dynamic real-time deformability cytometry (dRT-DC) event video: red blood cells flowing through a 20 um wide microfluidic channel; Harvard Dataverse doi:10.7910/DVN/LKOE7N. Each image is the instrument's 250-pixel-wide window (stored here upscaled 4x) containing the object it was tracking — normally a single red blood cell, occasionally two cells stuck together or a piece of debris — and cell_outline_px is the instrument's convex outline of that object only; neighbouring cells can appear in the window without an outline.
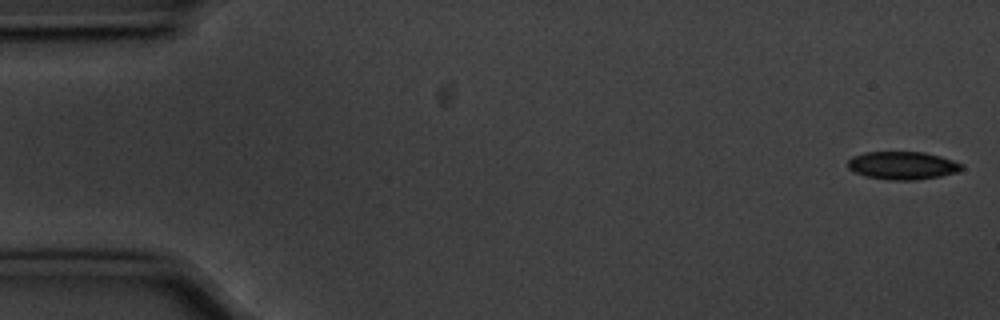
{"species": "common noctule bat (a hibernating species)", "species_latin": "Nyctalus noctula", "temperature_condition": "cold", "stored_images_in_passage": 54, "camera_frame_rate_fps": 3000, "um_per_image_px": 0.085, "animal": {"sex": "male", "body_mass_g": 20.1, "forearm_length_mm": 53.5}, "frame": {"image": 1, "passage_image": 1, "time_ms": 0.0, "image_size_px": [1000, 320], "cell_outline_px": [[964, 168], [956, 172], [940, 176], [916, 180], [888, 180], [864, 176], [848, 168], [848, 160], [852, 156], [864, 152], [924, 152], [940, 156], [964, 164]], "centroid_in_image_um": [76.71, 14.06], "position_along_channel_um": 8.3, "area_um2": 18.61}}
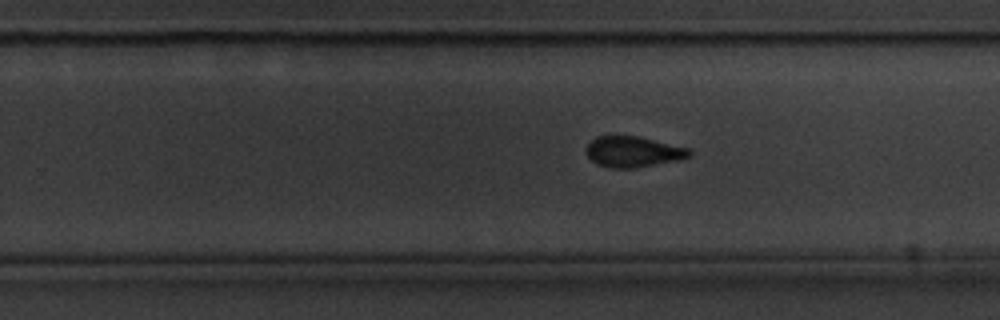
{"frame": {"image": 2, "passage_image": 34, "time_ms": 11.0, "image_size_px": [1000, 320], "cell_outline_px": [[692, 156], [680, 160], [632, 168], [612, 168], [596, 164], [584, 152], [584, 148], [596, 136], [636, 136], [688, 148], [692, 152]], "centroid_in_image_um": [53.79, 12.9], "position_along_channel_um": 276.0, "area_um2": 18.44}}
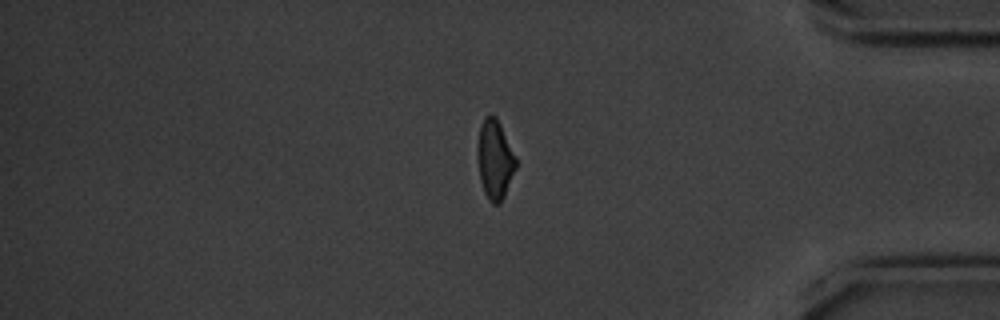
{"frame": {"image": 3, "passage_image": 46, "time_ms": 15.0, "image_size_px": [1000, 320], "cell_outline_px": [[516, 168], [504, 196], [500, 204], [492, 204], [488, 200], [484, 192], [480, 180], [476, 148], [480, 124], [484, 116], [488, 112], [492, 112], [496, 116], [516, 156]], "centroid_in_image_um": [42.04, 13.51], "position_along_channel_um": 393.2, "area_um2": 18.09}}